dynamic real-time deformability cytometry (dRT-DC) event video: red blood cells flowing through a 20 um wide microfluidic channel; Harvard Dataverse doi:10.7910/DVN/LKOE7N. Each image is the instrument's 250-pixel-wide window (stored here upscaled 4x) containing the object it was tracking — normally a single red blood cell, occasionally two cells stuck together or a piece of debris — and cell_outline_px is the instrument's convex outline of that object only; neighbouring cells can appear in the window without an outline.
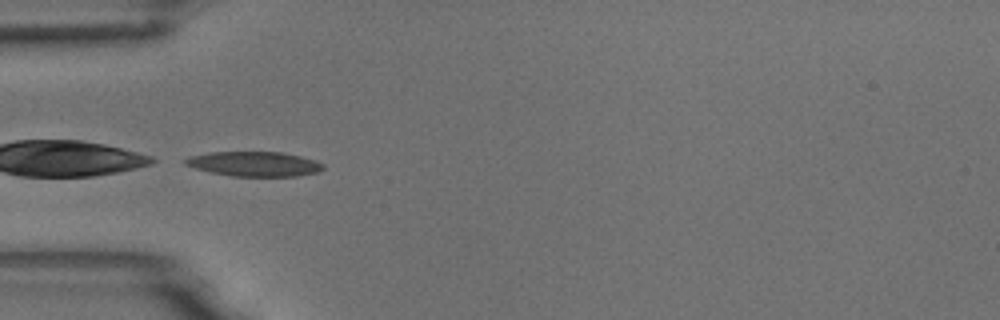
{"species": "common noctule bat (a hibernating species)", "species_latin": "Nyctalus noctula", "temperature_condition": "room temperature", "stored_images_in_passage": 9, "camera_frame_rate_fps": 3000, "um_per_image_px": 0.085, "animal": {"sex": "male", "body_mass_g": 18.8}, "frame": {"image": 1, "passage_image": 6, "time_ms": 1.667, "image_size_px": [1000, 320], "cell_outline_px": [[324, 168], [316, 172], [296, 176], [232, 176], [212, 172], [196, 168], [184, 164], [184, 160], [188, 156], [212, 152], [280, 152], [300, 156], [316, 160], [324, 164]], "centroid_in_image_um": [21.62, 13.93], "position_along_channel_um": 63.4, "area_um2": 19.71}}